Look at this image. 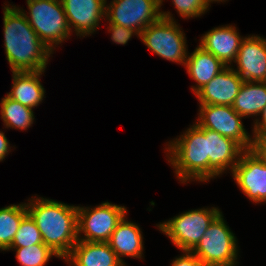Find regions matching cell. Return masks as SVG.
<instances>
[{"label": "cell", "mask_w": 266, "mask_h": 266, "mask_svg": "<svg viewBox=\"0 0 266 266\" xmlns=\"http://www.w3.org/2000/svg\"><path fill=\"white\" fill-rule=\"evenodd\" d=\"M4 46L12 72L44 71L52 51L40 40L23 10L4 7Z\"/></svg>", "instance_id": "6da1fadb"}, {"label": "cell", "mask_w": 266, "mask_h": 266, "mask_svg": "<svg viewBox=\"0 0 266 266\" xmlns=\"http://www.w3.org/2000/svg\"><path fill=\"white\" fill-rule=\"evenodd\" d=\"M28 201L27 213L37 224L44 244L64 259L78 241V206L43 197Z\"/></svg>", "instance_id": "7a4b0ae2"}, {"label": "cell", "mask_w": 266, "mask_h": 266, "mask_svg": "<svg viewBox=\"0 0 266 266\" xmlns=\"http://www.w3.org/2000/svg\"><path fill=\"white\" fill-rule=\"evenodd\" d=\"M168 162L175 169L178 179L185 183L190 179L196 181H208V147L205 133L196 125H192L187 131L168 142Z\"/></svg>", "instance_id": "3957f363"}, {"label": "cell", "mask_w": 266, "mask_h": 266, "mask_svg": "<svg viewBox=\"0 0 266 266\" xmlns=\"http://www.w3.org/2000/svg\"><path fill=\"white\" fill-rule=\"evenodd\" d=\"M26 2L30 11V16L23 12L26 19L40 40L53 52L54 45L66 40L71 32L61 0H27Z\"/></svg>", "instance_id": "277c9868"}, {"label": "cell", "mask_w": 266, "mask_h": 266, "mask_svg": "<svg viewBox=\"0 0 266 266\" xmlns=\"http://www.w3.org/2000/svg\"><path fill=\"white\" fill-rule=\"evenodd\" d=\"M161 16L140 33L141 40L158 56L185 64L188 55L185 35L170 12L161 11Z\"/></svg>", "instance_id": "5b68a950"}, {"label": "cell", "mask_w": 266, "mask_h": 266, "mask_svg": "<svg viewBox=\"0 0 266 266\" xmlns=\"http://www.w3.org/2000/svg\"><path fill=\"white\" fill-rule=\"evenodd\" d=\"M220 213L216 207L189 210L157 226L175 246L191 252Z\"/></svg>", "instance_id": "8992f818"}, {"label": "cell", "mask_w": 266, "mask_h": 266, "mask_svg": "<svg viewBox=\"0 0 266 266\" xmlns=\"http://www.w3.org/2000/svg\"><path fill=\"white\" fill-rule=\"evenodd\" d=\"M236 242L221 212L191 252L208 266H235L238 263Z\"/></svg>", "instance_id": "52a82bcc"}, {"label": "cell", "mask_w": 266, "mask_h": 266, "mask_svg": "<svg viewBox=\"0 0 266 266\" xmlns=\"http://www.w3.org/2000/svg\"><path fill=\"white\" fill-rule=\"evenodd\" d=\"M126 208L101 203L95 208L78 206V240L108 242L118 223L126 216ZM85 235L82 237L80 233Z\"/></svg>", "instance_id": "ba28073f"}, {"label": "cell", "mask_w": 266, "mask_h": 266, "mask_svg": "<svg viewBox=\"0 0 266 266\" xmlns=\"http://www.w3.org/2000/svg\"><path fill=\"white\" fill-rule=\"evenodd\" d=\"M163 0H113L106 5L105 17L110 23L141 33L148 25L158 21Z\"/></svg>", "instance_id": "9c48e42d"}, {"label": "cell", "mask_w": 266, "mask_h": 266, "mask_svg": "<svg viewBox=\"0 0 266 266\" xmlns=\"http://www.w3.org/2000/svg\"><path fill=\"white\" fill-rule=\"evenodd\" d=\"M198 127L218 132L237 142L244 150H251L253 139L246 132L242 116L229 105H200Z\"/></svg>", "instance_id": "30bf717a"}, {"label": "cell", "mask_w": 266, "mask_h": 266, "mask_svg": "<svg viewBox=\"0 0 266 266\" xmlns=\"http://www.w3.org/2000/svg\"><path fill=\"white\" fill-rule=\"evenodd\" d=\"M232 174L249 200L266 202V164L252 150L241 154Z\"/></svg>", "instance_id": "8fae6325"}, {"label": "cell", "mask_w": 266, "mask_h": 266, "mask_svg": "<svg viewBox=\"0 0 266 266\" xmlns=\"http://www.w3.org/2000/svg\"><path fill=\"white\" fill-rule=\"evenodd\" d=\"M236 73L250 82H266V39L260 36H247L240 45Z\"/></svg>", "instance_id": "7c38bea8"}, {"label": "cell", "mask_w": 266, "mask_h": 266, "mask_svg": "<svg viewBox=\"0 0 266 266\" xmlns=\"http://www.w3.org/2000/svg\"><path fill=\"white\" fill-rule=\"evenodd\" d=\"M199 128L205 133V139H207L208 180L222 174L227 168L233 172L245 150L234 140L224 137L216 131Z\"/></svg>", "instance_id": "4fadbf2b"}, {"label": "cell", "mask_w": 266, "mask_h": 266, "mask_svg": "<svg viewBox=\"0 0 266 266\" xmlns=\"http://www.w3.org/2000/svg\"><path fill=\"white\" fill-rule=\"evenodd\" d=\"M106 1L61 0L70 31L74 27L77 36L82 35L83 37L95 32L100 19L105 17Z\"/></svg>", "instance_id": "5bb4252c"}, {"label": "cell", "mask_w": 266, "mask_h": 266, "mask_svg": "<svg viewBox=\"0 0 266 266\" xmlns=\"http://www.w3.org/2000/svg\"><path fill=\"white\" fill-rule=\"evenodd\" d=\"M243 82L244 80L229 65L200 88L195 95L200 105L232 106Z\"/></svg>", "instance_id": "9a60e30c"}, {"label": "cell", "mask_w": 266, "mask_h": 266, "mask_svg": "<svg viewBox=\"0 0 266 266\" xmlns=\"http://www.w3.org/2000/svg\"><path fill=\"white\" fill-rule=\"evenodd\" d=\"M64 260L70 266H126L108 242L78 240Z\"/></svg>", "instance_id": "2e32d148"}, {"label": "cell", "mask_w": 266, "mask_h": 266, "mask_svg": "<svg viewBox=\"0 0 266 266\" xmlns=\"http://www.w3.org/2000/svg\"><path fill=\"white\" fill-rule=\"evenodd\" d=\"M243 39L236 27L227 25L208 31L201 37L199 45L228 66L235 62Z\"/></svg>", "instance_id": "e0dca14e"}, {"label": "cell", "mask_w": 266, "mask_h": 266, "mask_svg": "<svg viewBox=\"0 0 266 266\" xmlns=\"http://www.w3.org/2000/svg\"><path fill=\"white\" fill-rule=\"evenodd\" d=\"M184 66H186L189 76L197 83L195 87L191 88L194 94L227 67L200 45L187 56Z\"/></svg>", "instance_id": "ac0fdd59"}, {"label": "cell", "mask_w": 266, "mask_h": 266, "mask_svg": "<svg viewBox=\"0 0 266 266\" xmlns=\"http://www.w3.org/2000/svg\"><path fill=\"white\" fill-rule=\"evenodd\" d=\"M118 223L108 243L117 257L124 263L122 256L141 259L143 254V236L139 226L125 219Z\"/></svg>", "instance_id": "d6986e66"}, {"label": "cell", "mask_w": 266, "mask_h": 266, "mask_svg": "<svg viewBox=\"0 0 266 266\" xmlns=\"http://www.w3.org/2000/svg\"><path fill=\"white\" fill-rule=\"evenodd\" d=\"M43 72H12L13 85L7 96L29 108L37 107L45 96L39 80Z\"/></svg>", "instance_id": "ffe728a7"}, {"label": "cell", "mask_w": 266, "mask_h": 266, "mask_svg": "<svg viewBox=\"0 0 266 266\" xmlns=\"http://www.w3.org/2000/svg\"><path fill=\"white\" fill-rule=\"evenodd\" d=\"M266 106V82L244 81L232 108L240 116L260 115Z\"/></svg>", "instance_id": "44dd1931"}, {"label": "cell", "mask_w": 266, "mask_h": 266, "mask_svg": "<svg viewBox=\"0 0 266 266\" xmlns=\"http://www.w3.org/2000/svg\"><path fill=\"white\" fill-rule=\"evenodd\" d=\"M26 214V203L13 204L0 209V250H9L22 218Z\"/></svg>", "instance_id": "7402d4cb"}, {"label": "cell", "mask_w": 266, "mask_h": 266, "mask_svg": "<svg viewBox=\"0 0 266 266\" xmlns=\"http://www.w3.org/2000/svg\"><path fill=\"white\" fill-rule=\"evenodd\" d=\"M1 118L7 128L27 130L33 124L34 112L32 108L9 98L7 95L1 100Z\"/></svg>", "instance_id": "603a6c76"}, {"label": "cell", "mask_w": 266, "mask_h": 266, "mask_svg": "<svg viewBox=\"0 0 266 266\" xmlns=\"http://www.w3.org/2000/svg\"><path fill=\"white\" fill-rule=\"evenodd\" d=\"M9 249L16 250V258L21 266H45L52 256L60 258L59 255L45 244Z\"/></svg>", "instance_id": "cb8c5ba5"}, {"label": "cell", "mask_w": 266, "mask_h": 266, "mask_svg": "<svg viewBox=\"0 0 266 266\" xmlns=\"http://www.w3.org/2000/svg\"><path fill=\"white\" fill-rule=\"evenodd\" d=\"M36 244H44V242L37 224L27 213L22 218L10 248L29 247Z\"/></svg>", "instance_id": "d4e9b609"}, {"label": "cell", "mask_w": 266, "mask_h": 266, "mask_svg": "<svg viewBox=\"0 0 266 266\" xmlns=\"http://www.w3.org/2000/svg\"><path fill=\"white\" fill-rule=\"evenodd\" d=\"M181 17H199L209 8L205 0H172Z\"/></svg>", "instance_id": "484cf974"}, {"label": "cell", "mask_w": 266, "mask_h": 266, "mask_svg": "<svg viewBox=\"0 0 266 266\" xmlns=\"http://www.w3.org/2000/svg\"><path fill=\"white\" fill-rule=\"evenodd\" d=\"M109 32H111V39L113 42L117 44L125 45L128 40L132 37V35H138L140 37V33L136 30L126 28L121 25L113 24L109 22Z\"/></svg>", "instance_id": "4316f807"}, {"label": "cell", "mask_w": 266, "mask_h": 266, "mask_svg": "<svg viewBox=\"0 0 266 266\" xmlns=\"http://www.w3.org/2000/svg\"><path fill=\"white\" fill-rule=\"evenodd\" d=\"M184 253L182 256L173 260L171 266H208L192 252L185 251Z\"/></svg>", "instance_id": "83f0119b"}, {"label": "cell", "mask_w": 266, "mask_h": 266, "mask_svg": "<svg viewBox=\"0 0 266 266\" xmlns=\"http://www.w3.org/2000/svg\"><path fill=\"white\" fill-rule=\"evenodd\" d=\"M251 150L266 164V134L253 137Z\"/></svg>", "instance_id": "f1b7e54d"}, {"label": "cell", "mask_w": 266, "mask_h": 266, "mask_svg": "<svg viewBox=\"0 0 266 266\" xmlns=\"http://www.w3.org/2000/svg\"><path fill=\"white\" fill-rule=\"evenodd\" d=\"M261 121L259 119L255 120L254 128H253V135L255 136H262L266 134V106L261 112Z\"/></svg>", "instance_id": "f546056e"}, {"label": "cell", "mask_w": 266, "mask_h": 266, "mask_svg": "<svg viewBox=\"0 0 266 266\" xmlns=\"http://www.w3.org/2000/svg\"><path fill=\"white\" fill-rule=\"evenodd\" d=\"M9 146V141L7 140L6 136L0 131V161H3L6 154H8L10 151Z\"/></svg>", "instance_id": "4dcf8cb0"}, {"label": "cell", "mask_w": 266, "mask_h": 266, "mask_svg": "<svg viewBox=\"0 0 266 266\" xmlns=\"http://www.w3.org/2000/svg\"><path fill=\"white\" fill-rule=\"evenodd\" d=\"M207 3H208V5H210L209 3H211V2H213V1H217V2H223V1H225V0H205Z\"/></svg>", "instance_id": "1f68e13d"}]
</instances>
